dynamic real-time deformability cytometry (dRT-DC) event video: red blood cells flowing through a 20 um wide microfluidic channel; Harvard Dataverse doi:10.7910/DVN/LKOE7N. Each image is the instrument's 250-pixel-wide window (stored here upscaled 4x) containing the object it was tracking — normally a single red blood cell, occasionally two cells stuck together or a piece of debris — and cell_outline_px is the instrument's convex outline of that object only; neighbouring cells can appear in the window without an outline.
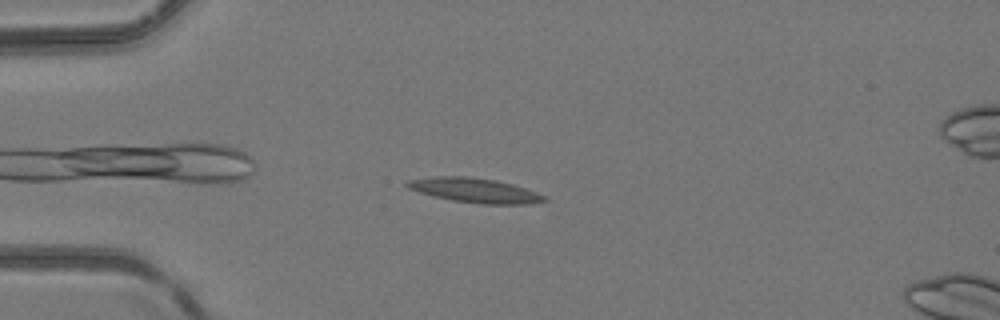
{"species": "common noctule bat (a hibernating species)", "species_latin": "Nyctalus noctula", "temperature_condition": "room temperature", "stored_images_in_passage": 5, "camera_frame_rate_fps": 3000, "um_per_image_px": 0.085, "animal": {"sex": "female", "body_mass_g": 24.6, "forearm_length_mm": 56.2}, "frame": {"image": 1, "passage_image": 4, "time_ms": 1.0, "image_size_px": [1000, 320], "cell_outline_px": [[548, 200], [524, 204], [484, 204], [452, 200], [420, 192], [408, 188], [404, 184], [408, 180], [436, 176], [468, 176], [496, 180], [512, 184], [548, 196]], "centroid_in_image_um": [40.37, 16.17], "position_along_channel_um": 44.6, "area_um2": 19.42}}